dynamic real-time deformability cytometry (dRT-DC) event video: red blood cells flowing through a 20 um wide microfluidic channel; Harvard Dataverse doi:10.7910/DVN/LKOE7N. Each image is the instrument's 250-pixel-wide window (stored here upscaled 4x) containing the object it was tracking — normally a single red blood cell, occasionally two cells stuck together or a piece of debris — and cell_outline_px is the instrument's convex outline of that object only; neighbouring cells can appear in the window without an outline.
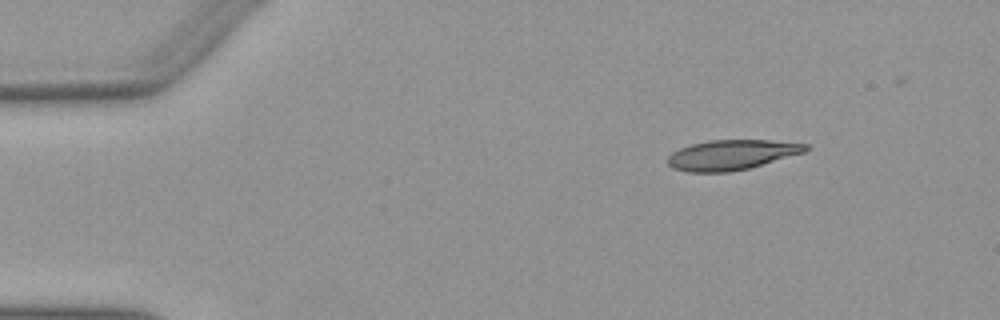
{"species": "Egyptian fruit bat (a non-hibernating species)", "species_latin": "Rousettus aegyptiacus", "temperature_condition": "warm", "stored_images_in_passage": 46, "camera_frame_rate_fps": 3000, "um_per_image_px": 0.085, "animal": {"sex": "female"}, "frame": {"image": 1, "passage_image": 1, "time_ms": 0.0, "image_size_px": [1000, 320], "cell_outline_px": [[808, 148], [804, 152], [748, 168], [728, 172], [688, 172], [672, 168], [668, 164], [668, 156], [672, 152], [680, 148], [692, 144], [708, 140], [768, 140], [808, 144]], "centroid_in_image_um": [62.14, 13.16], "position_along_channel_um": 22.9, "area_um2": 23.87}}
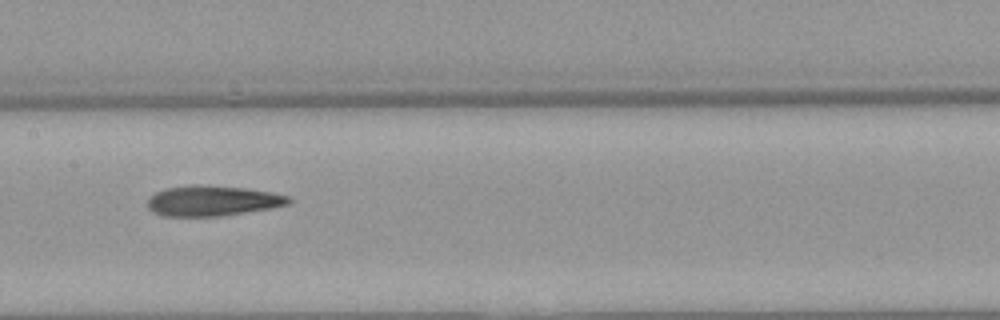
{"frame": {"image": 2, "passage_image": 20, "time_ms": 6.333, "image_size_px": [1000, 320], "cell_outline_px": [[292, 204], [272, 208], [220, 216], [164, 216], [152, 212], [148, 208], [148, 196], [164, 188], [192, 184], [200, 184], [244, 188], [272, 192], [288, 196], [292, 200]], "centroid_in_image_um": [18.05, 17.06], "position_along_channel_um": 189.3, "area_um2": 25.26}}
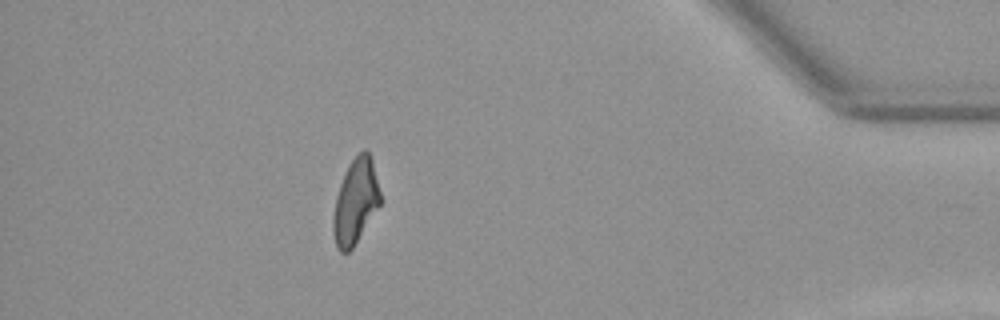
{"frame": {"image": 3, "passage_image": 40, "time_ms": 13.0, "image_size_px": [1000, 320], "cell_outline_px": [[380, 204], [352, 248], [348, 252], [340, 252], [336, 248], [332, 228], [332, 220], [336, 196], [340, 184], [352, 160], [364, 148], [372, 156], [380, 192]], "centroid_in_image_um": [30.21, 17.13], "position_along_channel_um": 405.0, "area_um2": 23.0}, "authors_computed_cell_mechanics": {"area_um2": 24.854, "velocity_mm_per_s": 3.9469, "shape_relaxation_time_tau1_ms": null, "shape_relaxation_time_tau2_ms": 2.665, "deformation_change_tau1": null, "deformation_change_tau2": 0.1217}}